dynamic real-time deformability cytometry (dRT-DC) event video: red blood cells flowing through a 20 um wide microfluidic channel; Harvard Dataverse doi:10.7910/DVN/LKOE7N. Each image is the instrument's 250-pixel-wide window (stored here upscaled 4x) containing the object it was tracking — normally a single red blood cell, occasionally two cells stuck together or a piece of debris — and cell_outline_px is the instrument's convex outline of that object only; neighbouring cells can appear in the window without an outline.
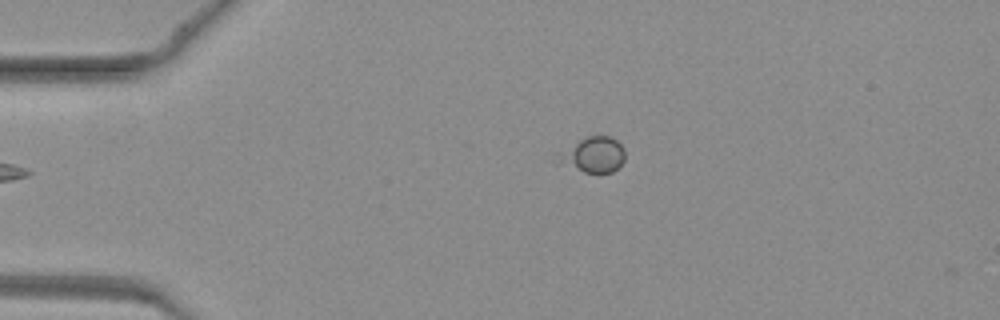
{"species": "common noctule bat (a hibernating species)", "species_latin": "Nyctalus noctula", "temperature_condition": "warm", "stored_images_in_passage": 5, "camera_frame_rate_fps": 3000, "um_per_image_px": 0.085, "animal": {"sex": "female", "body_mass_g": 19.3, "forearm_length_mm": 54.1}, "frame": {"image": 1, "passage_image": 2, "time_ms": 0.333, "image_size_px": [1000, 320], "cell_outline_px": [[624, 160], [612, 172], [584, 172], [568, 156], [568, 152], [580, 140], [588, 136], [608, 136], [616, 140], [624, 148]], "centroid_in_image_um": [50.78, 13.1], "position_along_channel_um": 34.2, "area_um2": 11.56}}